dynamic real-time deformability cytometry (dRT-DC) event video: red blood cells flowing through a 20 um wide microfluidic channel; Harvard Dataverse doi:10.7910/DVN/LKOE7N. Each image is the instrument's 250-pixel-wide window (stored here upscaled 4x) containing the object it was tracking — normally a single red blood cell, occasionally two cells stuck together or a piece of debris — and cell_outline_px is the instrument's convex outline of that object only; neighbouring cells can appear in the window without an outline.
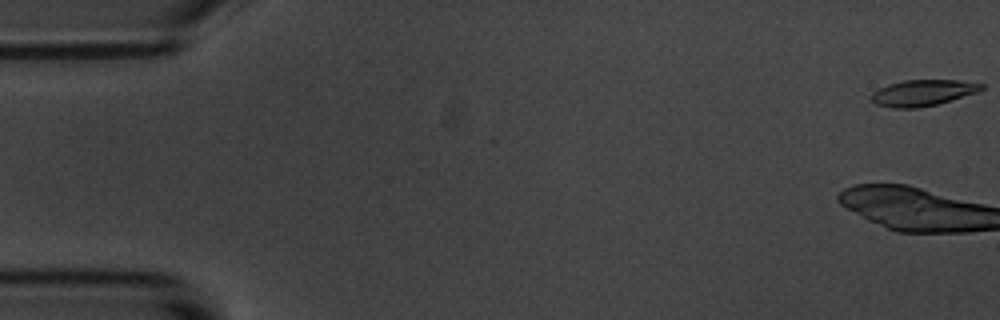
{"species": "common noctule bat (a hibernating species)", "species_latin": "Nyctalus noctula", "temperature_condition": "room temperature", "stored_images_in_passage": 6, "camera_frame_rate_fps": 3000, "um_per_image_px": 0.085, "animal": {"sex": "male", "body_mass_g": 20.1, "forearm_length_mm": 53.5}, "frame": {"image": 1, "passage_image": 1, "time_ms": 0.0, "image_size_px": [1000, 320], "cell_outline_px": [[984, 88], [980, 92], [936, 104], [916, 108], [892, 108], [876, 104], [872, 100], [872, 92], [888, 84], [904, 80], [956, 80], [984, 84]], "centroid_in_image_um": [78.46, 7.88], "position_along_channel_um": 6.5, "area_um2": 16.7}}